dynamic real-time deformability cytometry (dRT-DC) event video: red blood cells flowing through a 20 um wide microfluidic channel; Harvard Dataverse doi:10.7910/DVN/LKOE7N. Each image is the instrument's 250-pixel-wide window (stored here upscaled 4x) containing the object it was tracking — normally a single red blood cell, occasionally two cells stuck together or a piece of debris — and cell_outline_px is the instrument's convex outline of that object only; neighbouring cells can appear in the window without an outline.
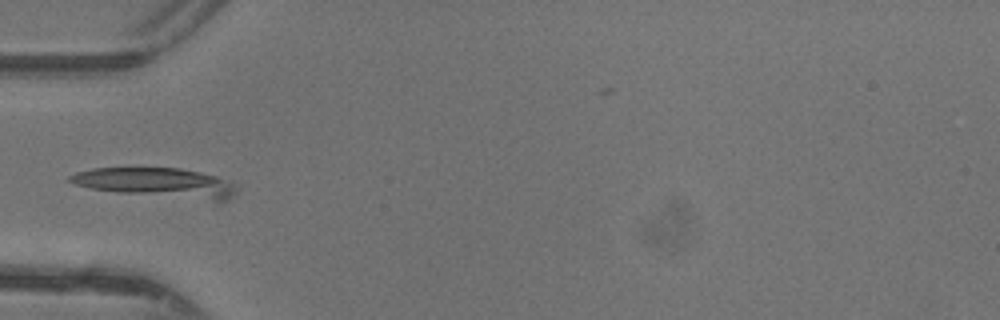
{"species": "common noctule bat (a hibernating species)", "species_latin": "Nyctalus noctula", "temperature_condition": "warm", "stored_images_in_passage": 4, "camera_frame_rate_fps": 3000, "um_per_image_px": 0.085, "animal": {"sex": "female"}, "frame": {"image": 1, "passage_image": 1, "time_ms": 0.0, "image_size_px": [1000, 320], "cell_outline_px": [[236, 192], [228, 200], [220, 204], [216, 204], [120, 192], [92, 188], [76, 184], [68, 180], [68, 176], [76, 172], [92, 168], [180, 168], [200, 172], [216, 176], [232, 184], [236, 188]], "centroid_in_image_um": [13.44, 15.58], "position_along_channel_um": 71.6, "area_um2": 29.3}}